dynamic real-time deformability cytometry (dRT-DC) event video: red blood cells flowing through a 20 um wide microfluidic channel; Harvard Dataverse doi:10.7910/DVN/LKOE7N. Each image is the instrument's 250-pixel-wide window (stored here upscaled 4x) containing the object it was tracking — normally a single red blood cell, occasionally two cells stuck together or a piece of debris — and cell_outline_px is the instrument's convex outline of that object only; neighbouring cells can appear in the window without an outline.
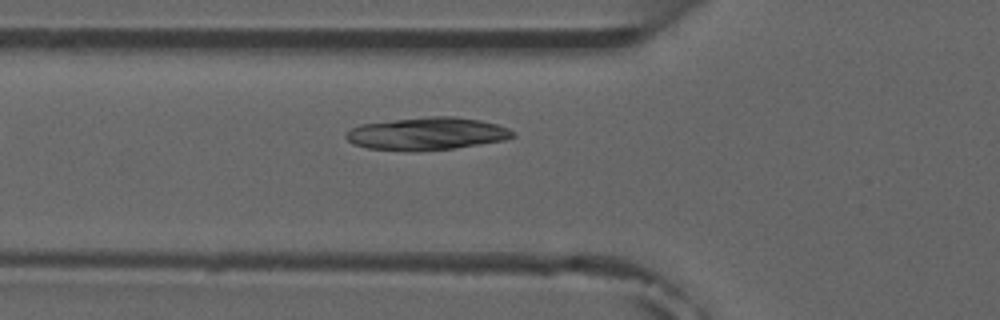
{"species": "common noctule bat (a hibernating species)", "species_latin": "Nyctalus noctula", "temperature_condition": "room temperature", "stored_images_in_passage": 5, "camera_frame_rate_fps": 3000, "um_per_image_px": 0.085, "animal": {"sex": "male", "forearm_length_mm": 52.5}, "frame": {"image": 1, "passage_image": 5, "time_ms": 5.0, "image_size_px": [1000, 320], "cell_outline_px": [[516, 136], [504, 140], [456, 148], [412, 152], [408, 152], [368, 148], [352, 144], [344, 136], [352, 128], [360, 124], [428, 116], [456, 116], [480, 120], [496, 124], [508, 128], [516, 132]], "centroid_in_image_um": [36.3, 11.37], "position_along_channel_um": 89.5, "area_um2": 31.96}}